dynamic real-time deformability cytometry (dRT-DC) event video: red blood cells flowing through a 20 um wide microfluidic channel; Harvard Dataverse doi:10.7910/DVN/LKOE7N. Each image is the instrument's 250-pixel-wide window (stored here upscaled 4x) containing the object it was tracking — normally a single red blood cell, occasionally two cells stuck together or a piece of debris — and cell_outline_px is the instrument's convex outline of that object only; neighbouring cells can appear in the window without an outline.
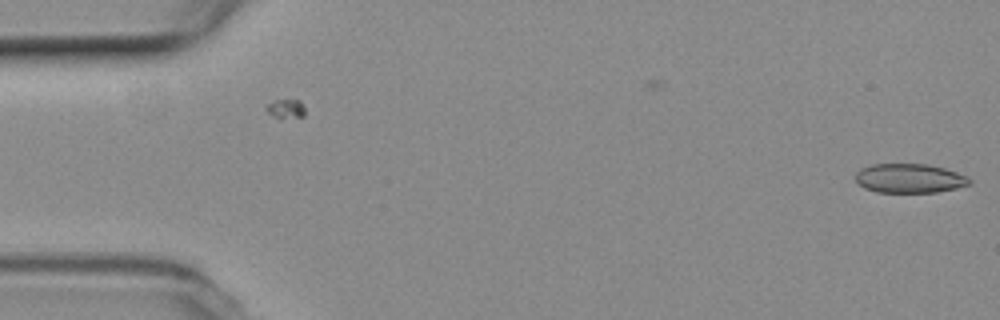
{"species": "common noctule bat (a hibernating species)", "species_latin": "Nyctalus noctula", "temperature_condition": "room temperature", "stored_images_in_passage": 4, "camera_frame_rate_fps": 3000, "um_per_image_px": 0.085, "animal": {"sex": "female", "body_mass_g": 19.3, "forearm_length_mm": 54.1}, "frame": {"image": 1, "passage_image": 4, "time_ms": 1.0, "image_size_px": [1000, 320], "cell_outline_px": [[972, 184], [956, 188], [936, 192], [876, 192], [864, 188], [856, 180], [856, 172], [860, 168], [872, 164], [928, 164], [944, 168], [968, 176], [972, 180]], "centroid_in_image_um": [77.33, 15.15], "position_along_channel_um": 7.7, "area_um2": 19.48}}